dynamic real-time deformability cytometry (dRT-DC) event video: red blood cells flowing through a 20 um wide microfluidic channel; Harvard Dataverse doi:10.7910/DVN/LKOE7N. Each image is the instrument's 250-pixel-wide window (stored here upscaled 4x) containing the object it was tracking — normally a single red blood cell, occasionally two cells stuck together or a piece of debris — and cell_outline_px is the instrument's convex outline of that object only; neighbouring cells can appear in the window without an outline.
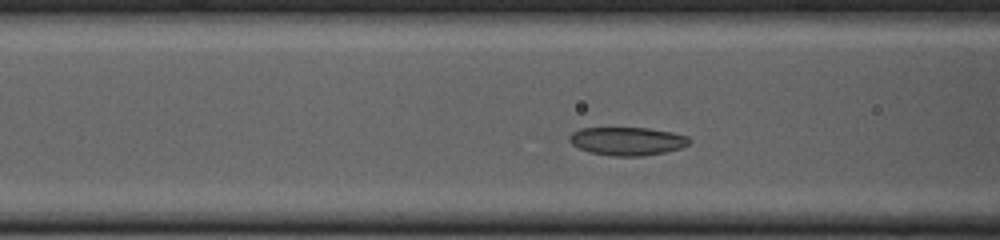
{"species": "common noctule bat (a hibernating species)", "species_latin": "Nyctalus noctula", "temperature_condition": "cold", "stored_images_in_passage": 33, "camera_frame_rate_fps": 3000, "um_per_image_px": 0.085, "animal": {"sex": "female", "body_mass_g": 23.0, "forearm_length_mm": 53.4}, "frame": {"image": 1, "passage_image": 8, "time_ms": 2.333, "image_size_px": [1000, 240], "cell_outline_px": [[692, 140], [688, 144], [680, 148], [664, 152], [644, 156], [612, 156], [588, 152], [572, 144], [568, 140], [568, 136], [572, 132], [580, 128], [648, 128], [672, 132], [688, 136]], "centroid_in_image_um": [53.3, 12.0], "position_along_channel_um": 113.3, "area_um2": 19.83}}
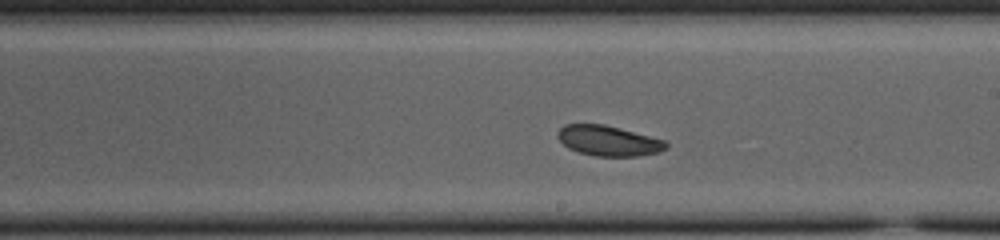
{"frame": {"image": 2, "passage_image": 18, "time_ms": 5.667, "image_size_px": [1000, 240], "cell_outline_px": [[668, 148], [660, 152], [636, 156], [596, 156], [580, 152], [568, 148], [556, 136], [556, 132], [564, 124], [604, 124], [620, 128], [664, 140], [668, 144]], "centroid_in_image_um": [51.71, 11.96], "position_along_channel_um": 237.3, "area_um2": 19.07}}
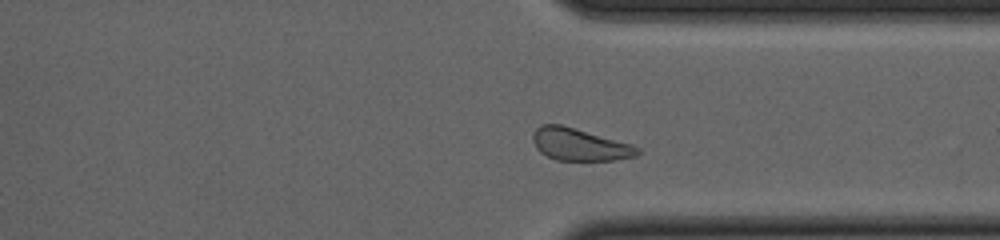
{"frame": {"image": 3, "passage_image": 28, "time_ms": 9.0, "image_size_px": [1000, 240], "cell_outline_px": [[640, 152], [636, 156], [616, 160], [556, 160], [540, 152], [536, 148], [532, 140], [532, 132], [540, 124], [560, 124], [632, 144], [640, 148]], "centroid_in_image_um": [49.24, 12.28], "position_along_channel_um": 362.2, "area_um2": 19.71}, "authors_computed_cell_mechanics": {"area_um2": 19.8254, "velocity_mm_per_s": 3.738, "shape_relaxation_time_tau1_ms": 1.9522, "shape_relaxation_time_tau2_ms": null, "deformation_change_tau1": 0.0743, "deformation_change_tau2": null}}